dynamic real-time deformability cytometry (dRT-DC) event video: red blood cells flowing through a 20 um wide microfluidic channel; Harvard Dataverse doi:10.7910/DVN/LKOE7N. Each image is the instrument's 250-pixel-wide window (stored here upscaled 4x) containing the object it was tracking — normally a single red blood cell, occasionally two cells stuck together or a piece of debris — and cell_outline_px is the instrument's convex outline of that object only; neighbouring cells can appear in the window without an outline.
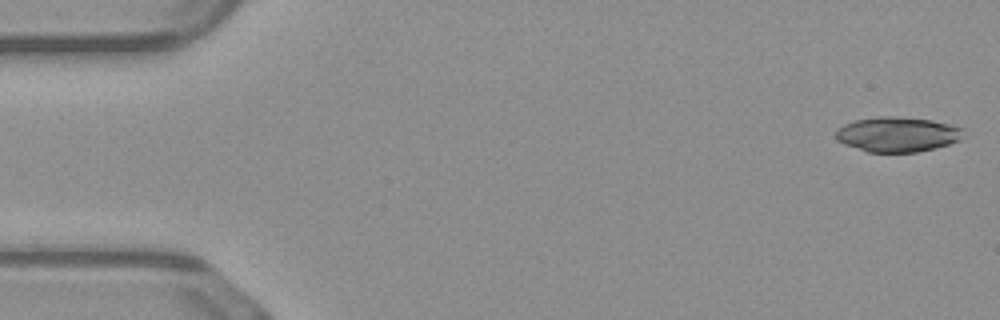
{"species": "common noctule bat (a hibernating species)", "species_latin": "Nyctalus noctula", "temperature_condition": "warm", "stored_images_in_passage": 49, "camera_frame_rate_fps": 3000, "um_per_image_px": 0.085, "animal": {"sex": "male", "body_mass_g": 23.1, "forearm_length_mm": 52.7}, "frame": {"image": 1, "passage_image": 1, "time_ms": 0.0, "image_size_px": [1000, 320], "cell_outline_px": [[960, 140], [948, 144], [916, 152], [868, 152], [844, 144], [836, 140], [836, 128], [844, 124], [856, 120], [880, 116], [896, 116], [932, 120], [948, 124], [960, 128]], "centroid_in_image_um": [76.2, 11.42], "position_along_channel_um": 8.8, "area_um2": 25.66}}